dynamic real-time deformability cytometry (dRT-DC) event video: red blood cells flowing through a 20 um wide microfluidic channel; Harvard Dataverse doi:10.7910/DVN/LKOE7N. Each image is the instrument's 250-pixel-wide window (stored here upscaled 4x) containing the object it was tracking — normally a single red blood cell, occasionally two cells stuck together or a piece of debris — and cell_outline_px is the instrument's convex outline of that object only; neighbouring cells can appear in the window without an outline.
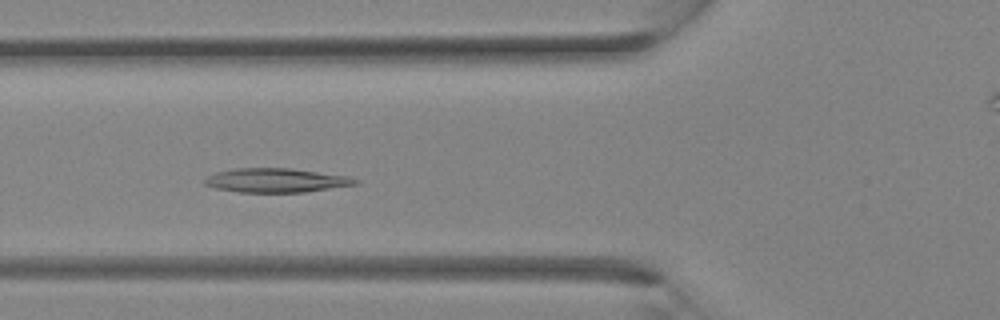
{"species": "Egyptian fruit bat (a non-hibernating species)", "species_latin": "Rousettus aegyptiacus", "temperature_condition": "room temperature", "stored_images_in_passage": 28, "camera_frame_rate_fps": 3000, "um_per_image_px": 0.085, "animal": {"sex": "female"}, "frame": {"image": 1, "passage_image": 5, "time_ms": 1.333, "image_size_px": [1000, 320], "cell_outline_px": [[360, 180], [356, 184], [304, 192], [240, 192], [216, 188], [204, 184], [204, 180], [208, 176], [216, 172], [236, 168], [292, 168], [348, 176]], "centroid_in_image_um": [23.46, 15.32], "position_along_channel_um": 102.3, "area_um2": 20.98}}
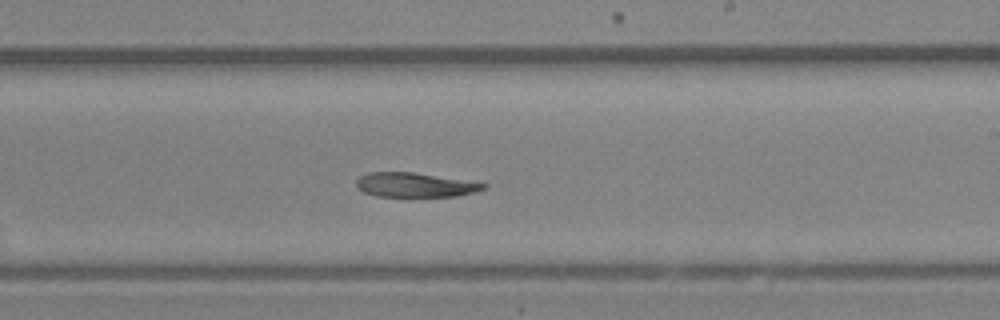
{"frame": {"image": 2, "passage_image": 13, "time_ms": 4.0, "image_size_px": [1000, 320], "cell_outline_px": [[488, 184], [484, 188], [476, 192], [456, 196], [376, 196], [364, 192], [356, 184], [356, 180], [360, 176], [368, 172], [412, 172]], "centroid_in_image_um": [35.25, 15.71], "position_along_channel_um": 253.8, "area_um2": 17.74}}
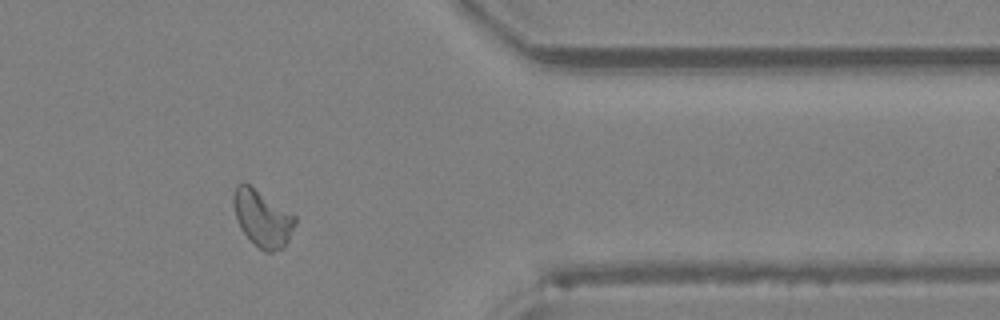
{"frame": {"image": 3, "passage_image": 21, "time_ms": 6.667, "image_size_px": [1000, 320], "cell_outline_px": [[296, 224], [284, 248], [272, 252], [268, 252], [260, 248], [240, 228], [232, 204], [232, 196], [236, 184], [240, 180], [244, 180], [296, 216]], "centroid_in_image_um": [22.28, 18.5], "position_along_channel_um": 389.1, "area_um2": 20.4}}